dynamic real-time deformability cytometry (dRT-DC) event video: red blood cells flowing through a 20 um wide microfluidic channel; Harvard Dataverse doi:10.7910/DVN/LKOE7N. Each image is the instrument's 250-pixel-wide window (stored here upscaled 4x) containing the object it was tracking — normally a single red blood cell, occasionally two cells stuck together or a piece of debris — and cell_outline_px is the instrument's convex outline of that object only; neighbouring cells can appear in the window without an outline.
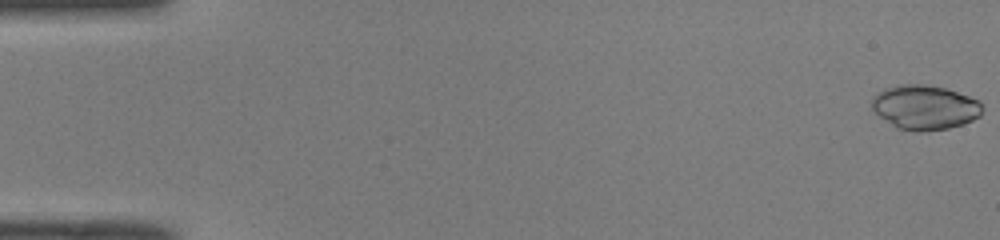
{"species": "common noctule bat (a hibernating species)", "species_latin": "Nyctalus noctula", "temperature_condition": "room temperature", "stored_images_in_passage": 42, "camera_frame_rate_fps": 3000, "um_per_image_px": 0.085, "animal": {"sex": "male", "body_mass_g": 19.0, "forearm_length_mm": 50.8}, "frame": {"image": 1, "passage_image": 1, "time_ms": 0.0, "image_size_px": [1000, 240], "cell_outline_px": [[984, 104], [980, 116], [972, 120], [948, 128], [920, 132], [896, 128], [880, 116], [872, 108], [872, 96], [876, 92], [884, 88], [900, 84], [924, 84], [944, 88], [980, 100]], "centroid_in_image_um": [78.6, 9.11], "position_along_channel_um": 6.4, "area_um2": 28.67}}